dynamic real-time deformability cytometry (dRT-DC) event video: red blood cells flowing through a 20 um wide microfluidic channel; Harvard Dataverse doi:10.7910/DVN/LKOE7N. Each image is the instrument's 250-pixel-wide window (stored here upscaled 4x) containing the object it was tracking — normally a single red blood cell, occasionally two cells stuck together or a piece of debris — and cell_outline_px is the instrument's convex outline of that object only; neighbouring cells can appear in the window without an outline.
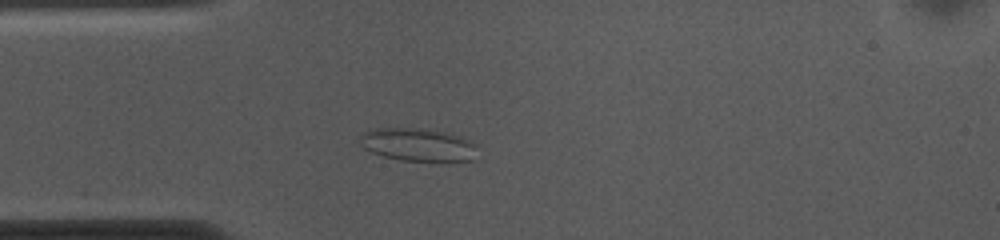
{"species": "common noctule bat (a hibernating species)", "species_latin": "Nyctalus noctula", "temperature_condition": "cold", "stored_images_in_passage": 51, "camera_frame_rate_fps": 3000, "um_per_image_px": 0.085, "animal": {"sex": "female", "body_mass_g": 10.0, "forearm_length_mm": 53.1}, "frame": {"image": 1, "passage_image": 11, "time_ms": 3.333, "image_size_px": [1000, 240], "cell_outline_px": [[476, 160], [444, 164], [400, 160], [384, 156], [372, 152], [364, 148], [360, 144], [360, 132], [376, 128], [420, 128], [448, 132], [460, 136], [476, 144]], "centroid_in_image_um": [35.59, 12.34], "position_along_channel_um": 49.4, "area_um2": 23.64}}
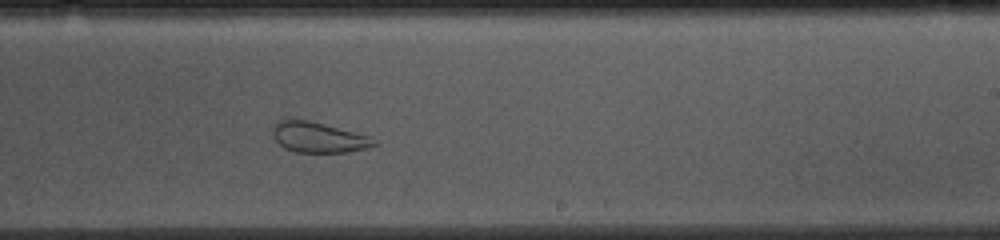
{"frame": {"image": 2, "passage_image": 29, "time_ms": 9.333, "image_size_px": [1000, 240], "cell_outline_px": [[376, 144], [368, 148], [344, 152], [296, 152], [284, 148], [272, 136], [272, 128], [280, 120], [308, 120], [324, 124], [368, 136], [376, 140]], "centroid_in_image_um": [27.04, 11.68], "position_along_channel_um": 262.0, "area_um2": 17.63}}
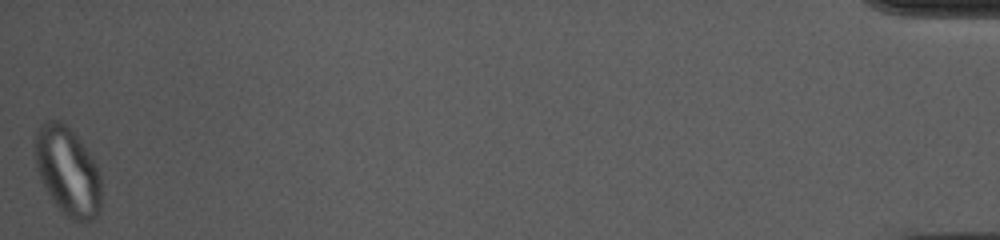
{"frame": {"image": 3, "passage_image": 51, "time_ms": 16.667, "image_size_px": [1000, 240], "cell_outline_px": [[100, 212], [92, 220], [80, 224], [64, 216], [52, 200], [40, 180], [36, 168], [32, 144], [36, 132], [40, 124], [48, 120], [60, 120], [80, 140], [96, 164], [100, 172]], "centroid_in_image_um": [5.72, 14.58], "position_along_channel_um": 429.5, "area_um2": 34.85}}